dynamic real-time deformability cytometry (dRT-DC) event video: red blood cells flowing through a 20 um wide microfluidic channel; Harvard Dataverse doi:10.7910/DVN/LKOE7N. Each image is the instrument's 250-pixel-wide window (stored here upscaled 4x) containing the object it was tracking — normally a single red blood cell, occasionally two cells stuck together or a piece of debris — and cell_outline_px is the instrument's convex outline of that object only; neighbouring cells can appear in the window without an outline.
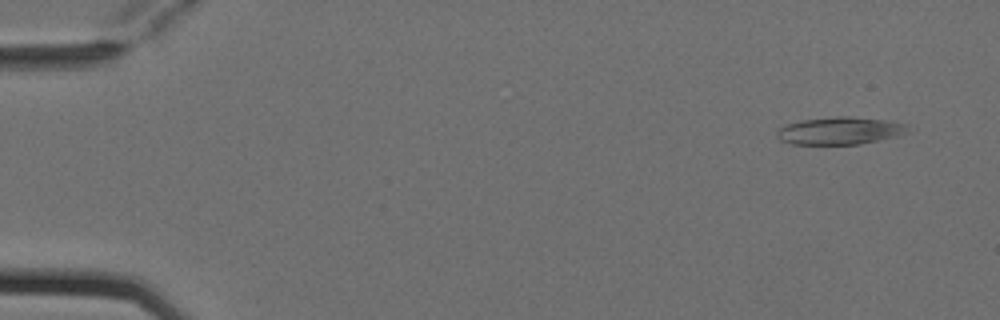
{"species": "Egyptian fruit bat (a non-hibernating species)", "species_latin": "Rousettus aegyptiacus", "temperature_condition": "cold", "stored_images_in_passage": 4, "camera_frame_rate_fps": 3000, "um_per_image_px": 0.085, "animal": {"sex": "female"}, "frame": {"image": 1, "passage_image": 1, "time_ms": 0.0, "image_size_px": [1000, 320], "cell_outline_px": [[916, 128], [896, 136], [860, 144], [792, 144], [780, 140], [776, 136], [776, 132], [784, 124], [800, 120], [836, 116], [848, 116], [892, 120], [908, 124]], "centroid_in_image_um": [71.44, 11.09], "position_along_channel_um": 13.6, "area_um2": 21.39}}
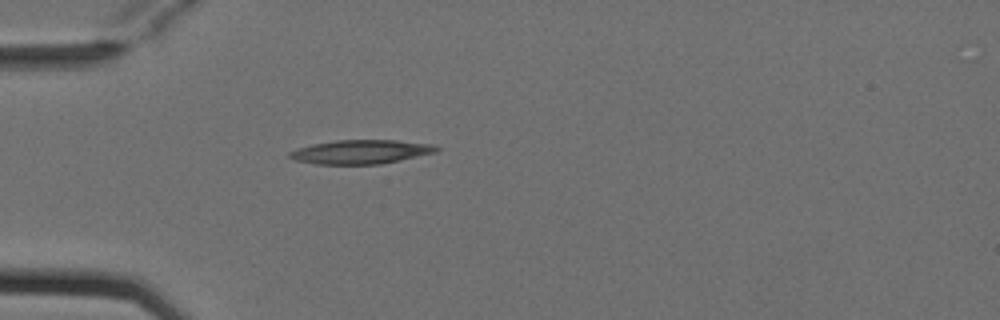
{"frame": {"image": 2, "passage_image": 4, "time_ms": 1.0, "image_size_px": [1000, 320], "cell_outline_px": [[440, 148], [436, 152], [400, 160], [380, 164], [316, 164], [296, 160], [288, 156], [288, 152], [312, 144], [336, 140], [396, 140], [432, 144]], "centroid_in_image_um": [30.68, 12.9], "position_along_channel_um": 54.3, "area_um2": 20.35}}